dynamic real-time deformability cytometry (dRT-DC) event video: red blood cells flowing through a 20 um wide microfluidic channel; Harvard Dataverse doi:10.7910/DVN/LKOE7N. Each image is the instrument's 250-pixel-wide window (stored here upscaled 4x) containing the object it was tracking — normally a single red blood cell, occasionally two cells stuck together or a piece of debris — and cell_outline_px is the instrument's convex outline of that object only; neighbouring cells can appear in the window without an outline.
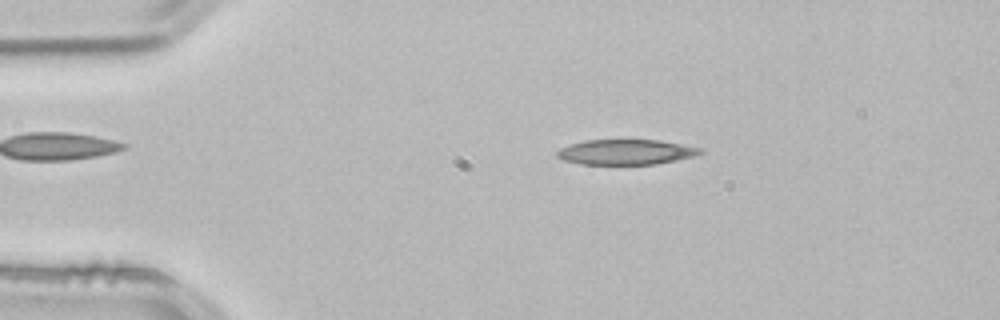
{"species": "common noctule bat (a hibernating species)", "species_latin": "Nyctalus noctula", "temperature_condition": "room temperature", "stored_images_in_passage": 46, "camera_frame_rate_fps": 3000, "um_per_image_px": 0.085, "animal": {"sex": "male", "body_mass_g": 21.5, "forearm_length_mm": 52.0}, "frame": {"image": 1, "passage_image": 4, "time_ms": 1.0, "image_size_px": [1000, 320], "cell_outline_px": [[704, 152], [696, 156], [656, 164], [580, 164], [564, 160], [556, 156], [556, 152], [560, 148], [568, 144], [584, 140], [660, 140], [700, 148]], "centroid_in_image_um": [53.18, 12.92], "position_along_channel_um": 31.8, "area_um2": 21.04}}
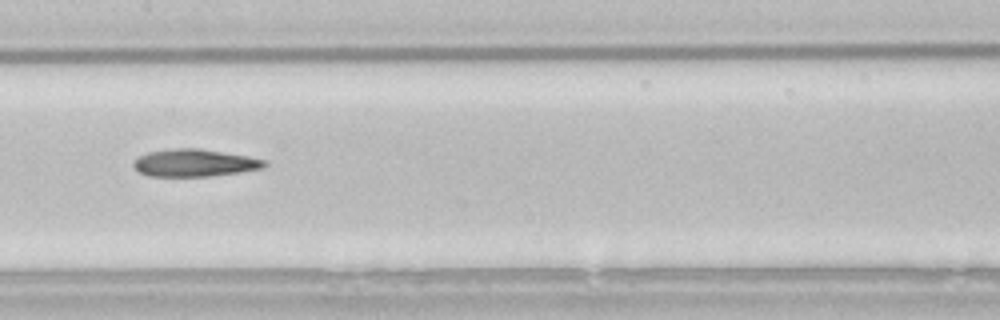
{"frame": {"image": 2, "passage_image": 20, "time_ms": 6.333, "image_size_px": [1000, 320], "cell_outline_px": [[268, 164], [264, 168], [240, 172], [212, 176], [148, 176], [140, 172], [132, 164], [132, 160], [148, 152], [172, 148], [200, 148], [248, 156], [268, 160]], "centroid_in_image_um": [16.57, 13.84], "position_along_channel_um": 190.8, "area_um2": 21.1}}
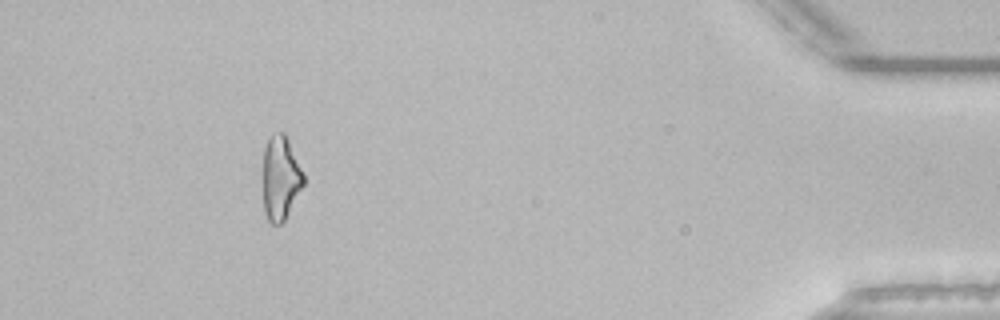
{"frame": {"image": 3, "passage_image": 42, "time_ms": 13.667, "image_size_px": [1000, 320], "cell_outline_px": [[304, 184], [284, 220], [280, 224], [272, 224], [268, 220], [264, 212], [264, 148], [272, 132], [284, 132], [304, 172]], "centroid_in_image_um": [23.86, 15.11], "position_along_channel_um": 411.3, "area_um2": 19.71}, "authors_computed_cell_mechanics": {"area_um2": 21.0103, "velocity_mm_per_s": 3.8612, "shape_relaxation_time_tau1_ms": null, "shape_relaxation_time_tau2_ms": 5.5928, "deformation_change_tau1": null, "deformation_change_tau2": 0.1959}}